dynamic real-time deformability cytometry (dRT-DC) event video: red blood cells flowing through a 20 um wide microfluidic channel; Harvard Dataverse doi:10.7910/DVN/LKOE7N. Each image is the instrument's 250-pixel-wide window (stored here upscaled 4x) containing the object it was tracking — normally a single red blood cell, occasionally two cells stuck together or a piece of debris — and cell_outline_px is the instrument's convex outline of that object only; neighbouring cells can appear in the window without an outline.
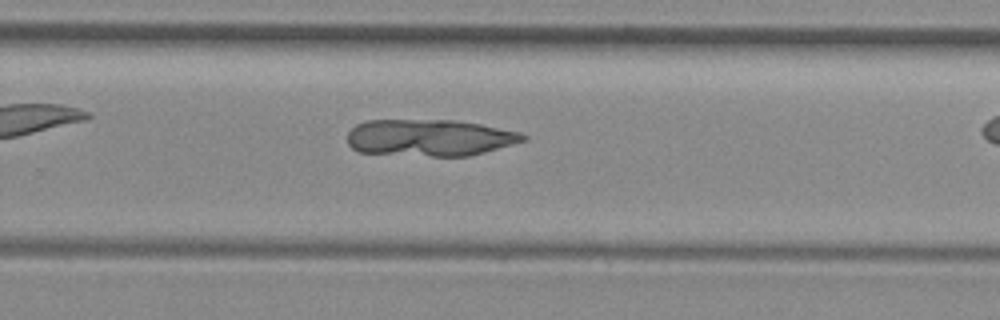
{"species": "common noctule bat (a hibernating species)", "species_latin": "Nyctalus noctula", "temperature_condition": "room temperature", "stored_images_in_passage": 26, "camera_frame_rate_fps": 3000, "um_per_image_px": 0.085, "animal": {"sex": "female", "body_mass_g": 29.2, "forearm_length_mm": 56.3}, "frame": {"image": 1, "passage_image": 19, "time_ms": 6.0, "image_size_px": [1000, 320], "cell_outline_px": [[528, 140], [484, 152], [468, 156], [432, 156], [360, 152], [352, 148], [348, 144], [348, 132], [356, 124], [368, 120], [456, 120], [480, 124], [520, 132], [528, 136]], "centroid_in_image_um": [36.53, 11.7], "position_along_channel_um": 293.3, "area_um2": 37.63}}
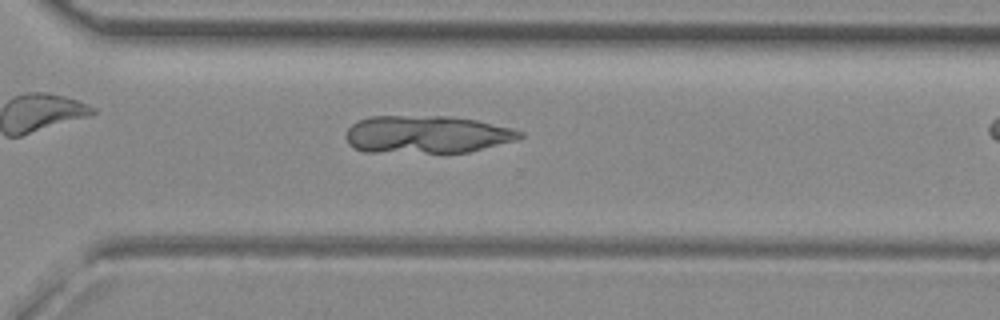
{"frame": {"image": 2, "passage_image": 22, "time_ms": 7.0, "image_size_px": [1000, 320], "cell_outline_px": [[524, 136], [516, 140], [468, 152], [364, 152], [348, 144], [344, 136], [348, 128], [356, 120], [368, 116], [452, 116], [476, 120], [512, 128], [524, 132]], "centroid_in_image_um": [36.24, 11.42], "position_along_channel_um": 334.4, "area_um2": 38.38}}